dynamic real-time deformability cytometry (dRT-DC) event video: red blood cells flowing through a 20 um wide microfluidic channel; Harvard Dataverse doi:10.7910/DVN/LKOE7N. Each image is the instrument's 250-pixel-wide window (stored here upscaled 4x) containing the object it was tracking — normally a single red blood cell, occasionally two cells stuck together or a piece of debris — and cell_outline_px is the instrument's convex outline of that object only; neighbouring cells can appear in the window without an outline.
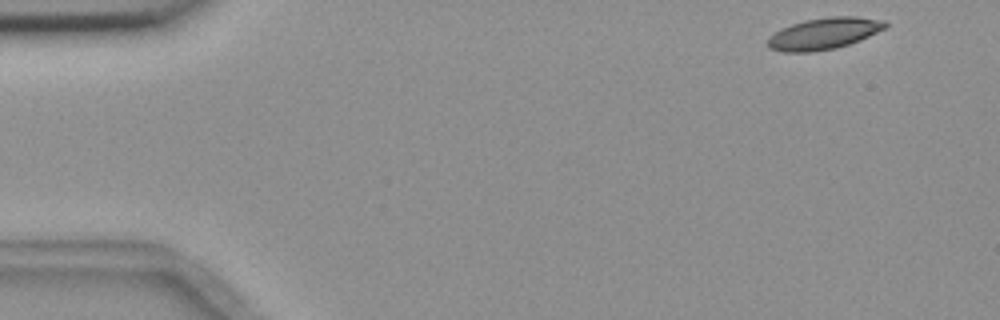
{"species": "common noctule bat (a hibernating species)", "species_latin": "Nyctalus noctula", "temperature_condition": "room temperature", "stored_images_in_passage": 5, "camera_frame_rate_fps": 3000, "um_per_image_px": 0.085, "animal": {"sex": "female", "body_mass_g": 18.4}, "frame": {"image": 1, "passage_image": 1, "time_ms": 0.0, "image_size_px": [1000, 320], "cell_outline_px": [[888, 24], [884, 28], [860, 40], [836, 48], [812, 52], [784, 52], [768, 48], [768, 36], [780, 28], [804, 20], [828, 16], [856, 16], [884, 20]], "centroid_in_image_um": [70.0, 2.84], "position_along_channel_um": 15.0, "area_um2": 21.68}}
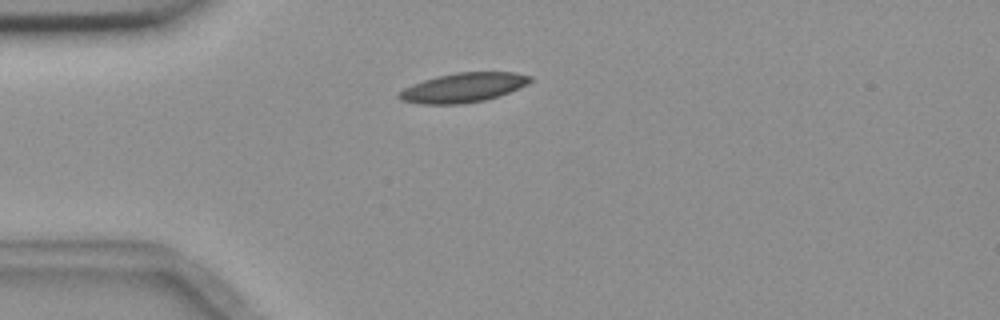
{"frame": {"image": 2, "passage_image": 4, "time_ms": 3.333, "image_size_px": [1000, 320], "cell_outline_px": [[532, 80], [528, 84], [520, 88], [484, 100], [460, 104], [420, 104], [400, 100], [396, 96], [404, 88], [412, 84], [436, 76], [456, 72], [512, 72], [532, 76]], "centroid_in_image_um": [39.35, 7.44], "position_along_channel_um": 45.6, "area_um2": 22.43}}